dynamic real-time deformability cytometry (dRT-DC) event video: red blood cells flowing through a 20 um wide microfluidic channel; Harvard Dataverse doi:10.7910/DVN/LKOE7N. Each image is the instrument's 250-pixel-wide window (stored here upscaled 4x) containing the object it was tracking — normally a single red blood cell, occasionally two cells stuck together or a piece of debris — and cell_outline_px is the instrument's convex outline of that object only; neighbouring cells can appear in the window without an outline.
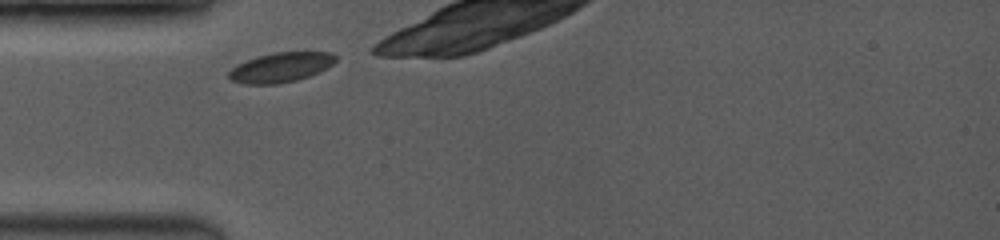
{"species": "common noctule bat (a hibernating species)", "species_latin": "Nyctalus noctula", "temperature_condition": "room temperature", "stored_images_in_passage": 5, "camera_frame_rate_fps": 3500, "um_per_image_px": 0.085, "animal": {"sex": "female", "body_mass_g": 19.0, "forearm_length_mm": 53.3}, "frame": {"image": 1, "passage_image": 1, "time_ms": 0.0, "image_size_px": [1000, 240], "cell_outline_px": [[336, 60], [332, 64], [308, 76], [296, 80], [276, 84], [244, 84], [232, 80], [228, 76], [228, 72], [236, 64], [256, 56], [272, 52], [332, 52], [336, 56]], "centroid_in_image_um": [23.81, 5.71], "position_along_channel_um": 61.2, "area_um2": 18.38}}